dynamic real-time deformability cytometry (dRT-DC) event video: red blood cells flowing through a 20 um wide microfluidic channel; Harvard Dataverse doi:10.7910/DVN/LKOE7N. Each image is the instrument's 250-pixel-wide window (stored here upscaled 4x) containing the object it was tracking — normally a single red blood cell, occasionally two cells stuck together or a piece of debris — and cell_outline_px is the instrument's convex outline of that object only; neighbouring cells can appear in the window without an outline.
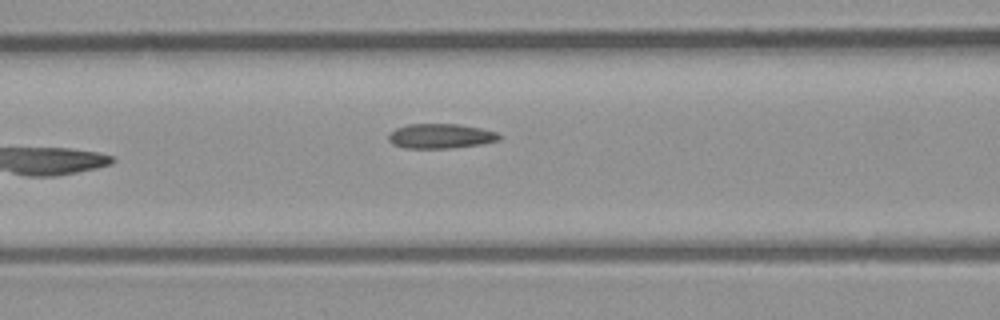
{"species": "common noctule bat (a hibernating species)", "species_latin": "Nyctalus noctula", "temperature_condition": "room temperature", "stored_images_in_passage": 6, "camera_frame_rate_fps": 3000, "um_per_image_px": 0.085, "animal": {"sex": "male", "body_mass_g": 23.1, "forearm_length_mm": 52.7}, "frame": {"image": 1, "passage_image": 6, "time_ms": 1.667, "image_size_px": [1000, 320], "cell_outline_px": [[500, 140], [480, 144], [452, 148], [404, 148], [392, 144], [388, 140], [388, 136], [396, 128], [408, 124], [456, 124], [480, 128], [496, 132], [500, 136]], "centroid_in_image_um": [37.43, 11.57], "position_along_channel_um": 129.2, "area_um2": 15.84}}